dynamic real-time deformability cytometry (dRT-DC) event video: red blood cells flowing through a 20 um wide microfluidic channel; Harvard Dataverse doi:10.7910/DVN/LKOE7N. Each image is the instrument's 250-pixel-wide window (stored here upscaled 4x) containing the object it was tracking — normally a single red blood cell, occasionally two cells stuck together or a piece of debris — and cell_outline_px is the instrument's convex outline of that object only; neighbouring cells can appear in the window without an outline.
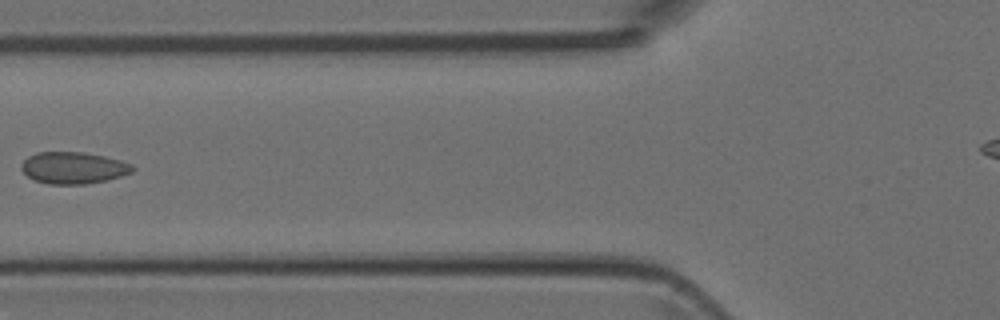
{"species": "Egyptian fruit bat (a non-hibernating species)", "species_latin": "Rousettus aegyptiacus", "temperature_condition": "room temperature", "stored_images_in_passage": 6, "camera_frame_rate_fps": 3000, "um_per_image_px": 0.085, "animal": {"sex": "female"}, "frame": {"image": 1, "passage_image": 5, "time_ms": 4.667, "image_size_px": [1000, 320], "cell_outline_px": [[136, 168], [132, 172], [108, 180], [84, 184], [48, 184], [32, 180], [20, 168], [20, 164], [28, 156], [36, 152], [84, 152], [104, 156], [120, 160], [132, 164]], "centroid_in_image_um": [6.22, 14.26], "position_along_channel_um": 119.6, "area_um2": 20.75}}
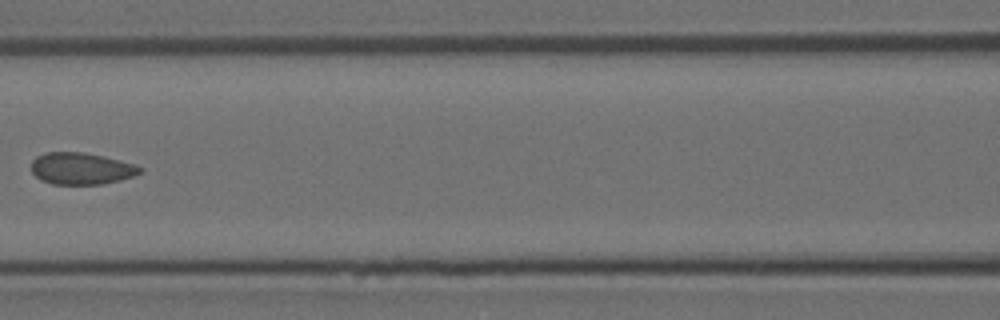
{"frame": {"image": 2, "passage_image": 6, "time_ms": 5.667, "image_size_px": [1000, 320], "cell_outline_px": [[144, 168], [140, 172], [132, 176], [120, 180], [104, 184], [52, 184], [40, 180], [32, 172], [32, 160], [36, 156], [44, 152], [84, 152], [104, 156], [136, 164]], "centroid_in_image_um": [6.9, 14.32], "position_along_channel_um": 159.7, "area_um2": 20.29}}